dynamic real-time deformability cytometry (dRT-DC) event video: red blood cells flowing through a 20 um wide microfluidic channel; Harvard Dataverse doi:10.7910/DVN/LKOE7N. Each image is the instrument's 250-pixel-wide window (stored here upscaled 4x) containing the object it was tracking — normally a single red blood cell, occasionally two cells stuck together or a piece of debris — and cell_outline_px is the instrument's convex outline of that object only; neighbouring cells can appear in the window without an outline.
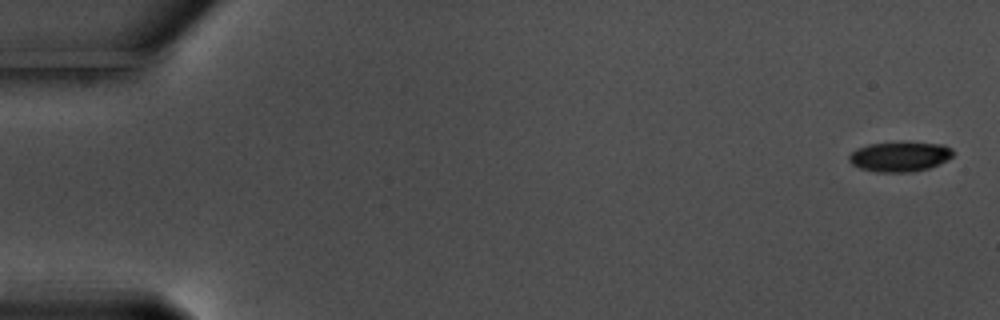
{"species": "common noctule bat (a hibernating species)", "species_latin": "Nyctalus noctula", "temperature_condition": "warm", "stored_images_in_passage": 57, "camera_frame_rate_fps": 3000, "um_per_image_px": 0.085, "animal": {"sex": "male", "body_mass_g": 17.5, "forearm_length_mm": 52.3}, "frame": {"image": 1, "passage_image": 1, "time_ms": 0.0, "image_size_px": [1000, 320], "cell_outline_px": [[956, 152], [948, 160], [928, 168], [912, 172], [876, 172], [860, 168], [852, 164], [848, 160], [848, 156], [856, 148], [868, 144], [900, 140], [944, 144], [952, 148]], "centroid_in_image_um": [76.5, 13.27], "position_along_channel_um": 8.5, "area_um2": 18.84}}
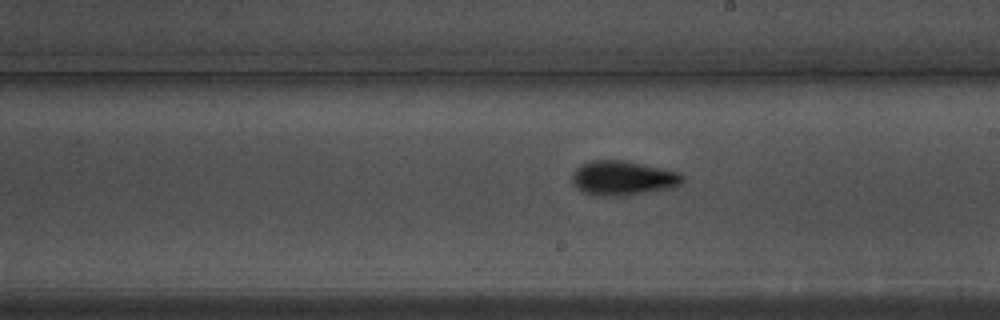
{"frame": {"image": 2, "passage_image": 33, "time_ms": 10.667, "image_size_px": [1000, 320], "cell_outline_px": [[684, 180], [680, 184], [672, 188], [628, 196], [596, 196], [584, 192], [572, 180], [572, 172], [580, 164], [592, 160], [620, 160], [660, 168], [676, 172], [684, 176]], "centroid_in_image_um": [52.94, 15.15], "position_along_channel_um": 236.1, "area_um2": 22.08}}
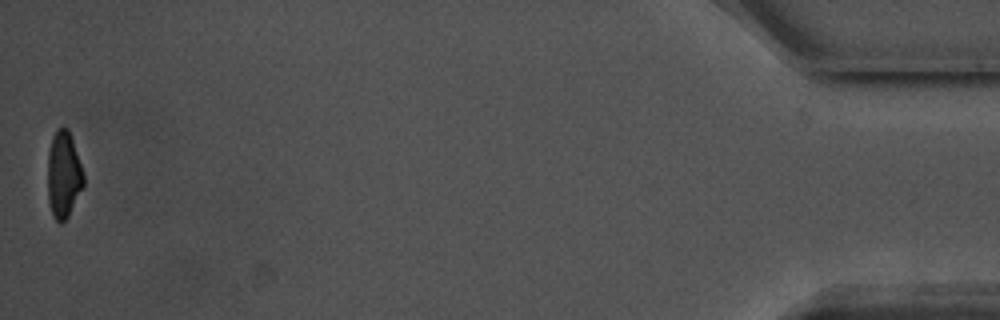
{"frame": {"image": 3, "passage_image": 57, "time_ms": 18.667, "image_size_px": [1000, 320], "cell_outline_px": [[84, 184], [68, 216], [60, 224], [52, 216], [48, 200], [48, 152], [52, 136], [56, 128], [68, 128], [84, 172]], "centroid_in_image_um": [5.4, 14.84], "position_along_channel_um": 429.8, "area_um2": 18.15}, "authors_computed_cell_mechanics": {"area_um2": 19.7676, "velocity_mm_per_s": 3.5763, "shape_relaxation_time_tau1_ms": 4.5065, "shape_relaxation_time_tau2_ms": 3.5599, "deformation_change_tau1": 0.1259, "deformation_change_tau2": 0.1028}}